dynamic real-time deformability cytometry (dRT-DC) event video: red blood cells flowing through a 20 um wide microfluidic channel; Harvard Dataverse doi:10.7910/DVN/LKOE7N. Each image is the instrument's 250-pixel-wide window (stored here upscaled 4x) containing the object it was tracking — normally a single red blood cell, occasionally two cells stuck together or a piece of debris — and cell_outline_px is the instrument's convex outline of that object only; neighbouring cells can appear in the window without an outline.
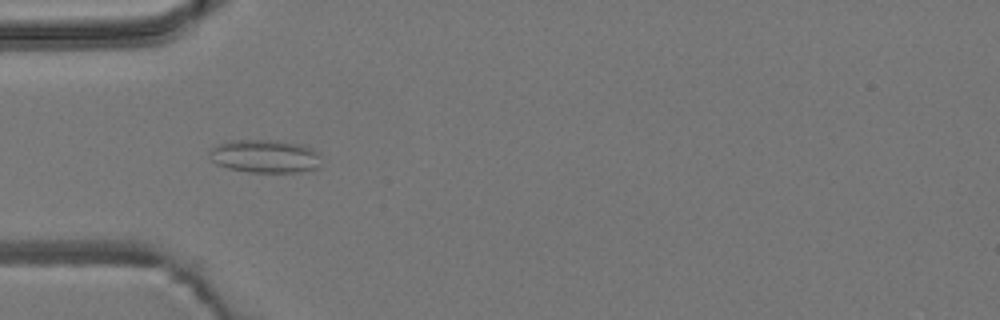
{"species": "common noctule bat (a hibernating species)", "species_latin": "Nyctalus noctula", "temperature_condition": "room temperature", "stored_images_in_passage": 8, "camera_frame_rate_fps": 3000, "um_per_image_px": 0.085, "animal": {"sex": "male", "body_mass_g": 19.2, "forearm_length_mm": 51.8}, "frame": {"image": 1, "passage_image": 4, "time_ms": 1.0, "image_size_px": [1000, 320], "cell_outline_px": [[320, 152], [316, 168], [296, 172], [248, 172], [228, 168], [216, 164], [212, 160], [208, 152], [208, 148], [232, 140], [280, 140], [300, 144], [312, 148]], "centroid_in_image_um": [22.48, 13.27], "position_along_channel_um": 62.5, "area_um2": 21.62}}
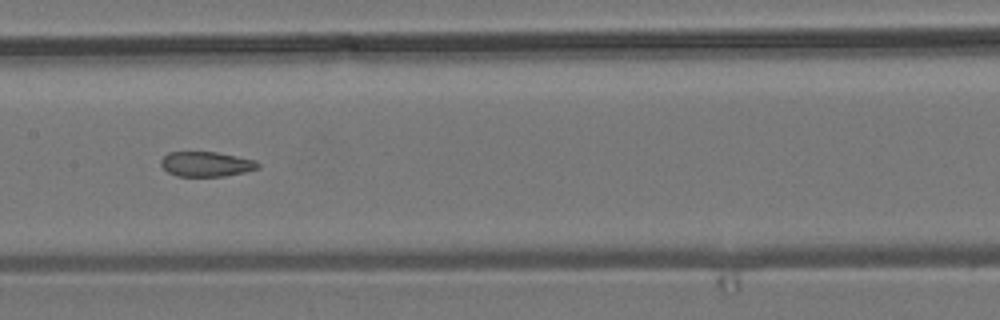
{"frame": {"image": 2, "passage_image": 7, "time_ms": 2.0, "image_size_px": [1000, 320], "cell_outline_px": [[260, 168], [244, 172], [224, 176], [176, 176], [168, 172], [160, 164], [160, 160], [168, 152], [216, 152], [256, 160], [260, 164]], "centroid_in_image_um": [17.54, 13.95], "position_along_channel_um": 189.9, "area_um2": 14.1}}
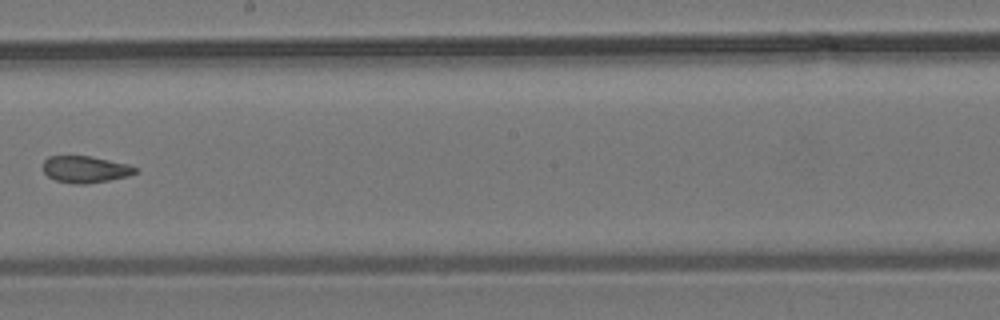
{"frame": {"image": 3, "passage_image": 8, "time_ms": 2.333, "image_size_px": [1000, 320], "cell_outline_px": [[136, 172], [128, 176], [88, 184], [72, 184], [56, 180], [48, 176], [44, 172], [44, 160], [48, 156], [92, 156], [128, 164], [136, 168]], "centroid_in_image_um": [7.24, 14.39], "position_along_channel_um": 241.0, "area_um2": 14.33}}